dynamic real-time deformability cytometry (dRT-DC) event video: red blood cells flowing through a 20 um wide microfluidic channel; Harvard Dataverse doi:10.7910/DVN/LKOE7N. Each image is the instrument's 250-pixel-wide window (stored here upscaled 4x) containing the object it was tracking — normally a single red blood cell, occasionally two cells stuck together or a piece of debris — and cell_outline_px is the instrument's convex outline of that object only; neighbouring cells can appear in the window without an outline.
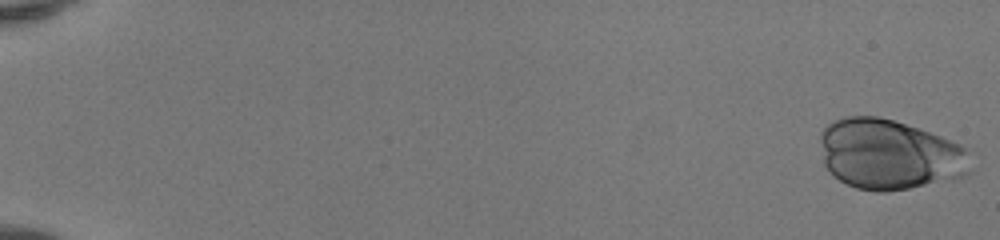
{"species": "human", "species_latin": "Homo sapiens", "temperature_condition": "room temperature", "stored_images_in_passage": 45, "camera_frame_rate_fps": 3000, "um_per_image_px": 0.085, "donor": {"sex": "female"}, "frame": {"image": 1, "passage_image": 1, "time_ms": 0.0, "image_size_px": [1000, 240], "cell_outline_px": [[968, 172], [964, 176], [956, 180], [888, 192], [876, 192], [856, 188], [840, 180], [824, 164], [820, 140], [820, 132], [832, 120], [844, 116], [880, 116], [920, 128], [960, 144], [964, 148]], "centroid_in_image_um": [75.56, 13.13], "position_along_channel_um": 9.4, "area_um2": 61.61}}
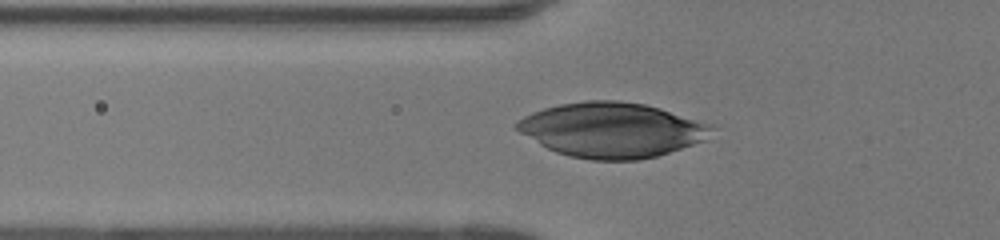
{"frame": {"image": 2, "passage_image": 20, "time_ms": 6.333, "image_size_px": [1000, 240], "cell_outline_px": [[712, 128], [704, 140], [656, 156], [640, 160], [592, 160], [572, 156], [556, 152], [540, 144], [520, 132], [516, 128], [516, 120], [532, 112], [544, 108], [560, 104], [584, 100], [616, 100], [644, 104], [660, 108], [712, 124]], "centroid_in_image_um": [51.98, 11.03], "position_along_channel_um": 73.8, "area_um2": 61.79}}
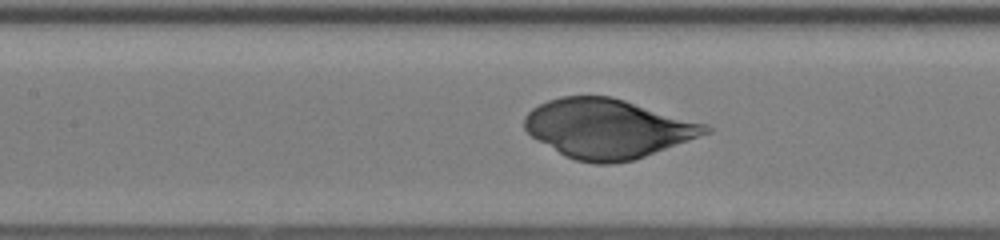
{"frame": {"image": 3, "passage_image": 26, "time_ms": 8.333, "image_size_px": [1000, 240], "cell_outline_px": [[712, 132], [644, 156], [632, 160], [612, 164], [596, 164], [576, 160], [564, 156], [532, 136], [524, 128], [524, 116], [532, 108], [548, 100], [560, 96], [612, 96], [708, 124], [712, 128]], "centroid_in_image_um": [51.66, 10.92], "position_along_channel_um": 155.7, "area_um2": 62.31}}